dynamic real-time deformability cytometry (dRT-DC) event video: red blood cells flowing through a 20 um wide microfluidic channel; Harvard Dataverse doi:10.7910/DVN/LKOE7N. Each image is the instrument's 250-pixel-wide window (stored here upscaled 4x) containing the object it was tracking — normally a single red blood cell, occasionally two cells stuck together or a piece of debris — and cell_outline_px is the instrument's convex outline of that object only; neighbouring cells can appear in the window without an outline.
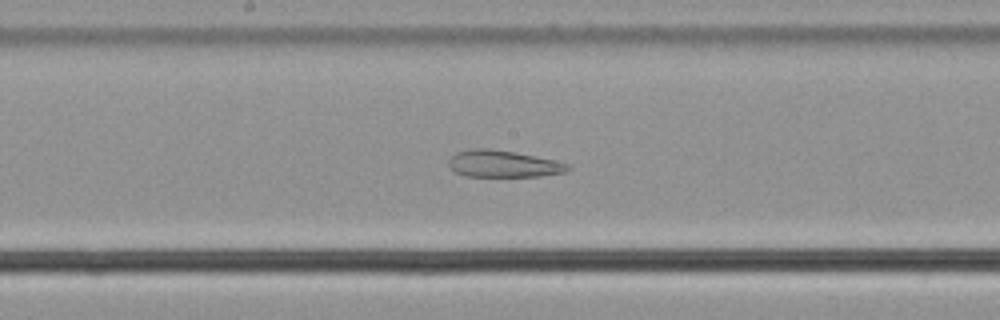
{"species": "common noctule bat (a hibernating species)", "species_latin": "Nyctalus noctula", "temperature_condition": "cold", "stored_images_in_passage": 50, "camera_frame_rate_fps": 3000, "um_per_image_px": 0.085, "animal": {"sex": "male", "body_mass_g": 21.5, "forearm_length_mm": 52.0}, "frame": {"image": 1, "passage_image": 23, "time_ms": 7.333, "image_size_px": [1000, 320], "cell_outline_px": [[572, 168], [568, 172], [540, 176], [464, 176], [452, 172], [448, 168], [448, 160], [456, 152], [472, 148], [488, 148], [536, 156], [568, 164]], "centroid_in_image_um": [42.72, 13.93], "position_along_channel_um": 205.5, "area_um2": 18.79}}
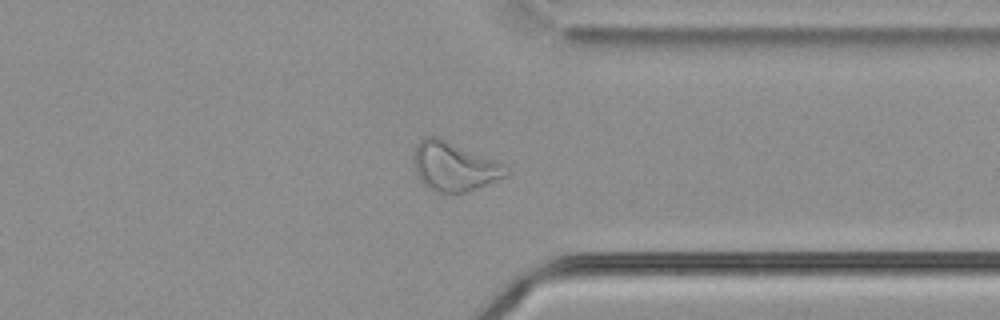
{"frame": {"image": 2, "passage_image": 37, "time_ms": 12.0, "image_size_px": [1000, 320], "cell_outline_px": [[508, 176], [468, 192], [456, 196], [436, 192], [424, 184], [420, 180], [416, 172], [416, 144], [424, 136], [440, 136], [504, 164], [508, 172]], "centroid_in_image_um": [38.63, 14.18], "position_along_channel_um": 372.8, "area_um2": 26.65}}
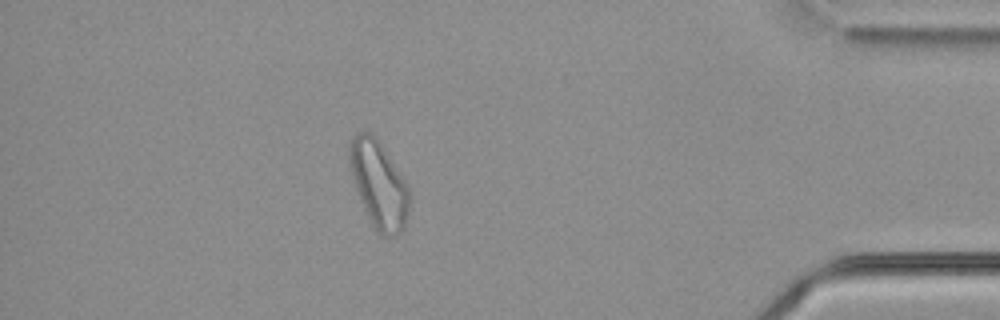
{"frame": {"image": 3, "passage_image": 43, "time_ms": 14.0, "image_size_px": [1000, 320], "cell_outline_px": [[412, 196], [404, 228], [400, 232], [392, 236], [380, 236], [372, 228], [352, 180], [348, 164], [348, 144], [352, 136], [360, 132], [368, 132], [376, 136], [400, 172]], "centroid_in_image_um": [32.17, 15.69], "position_along_channel_um": 403.0, "area_um2": 30.92}, "authors_computed_cell_mechanics": {"area_um2": 27.3972, "velocity_mm_per_s": 3.627, "shape_relaxation_time_tau1_ms": null, "shape_relaxation_time_tau2_ms": 1.6726, "deformation_change_tau1": null, "deformation_change_tau2": 0.1032}}